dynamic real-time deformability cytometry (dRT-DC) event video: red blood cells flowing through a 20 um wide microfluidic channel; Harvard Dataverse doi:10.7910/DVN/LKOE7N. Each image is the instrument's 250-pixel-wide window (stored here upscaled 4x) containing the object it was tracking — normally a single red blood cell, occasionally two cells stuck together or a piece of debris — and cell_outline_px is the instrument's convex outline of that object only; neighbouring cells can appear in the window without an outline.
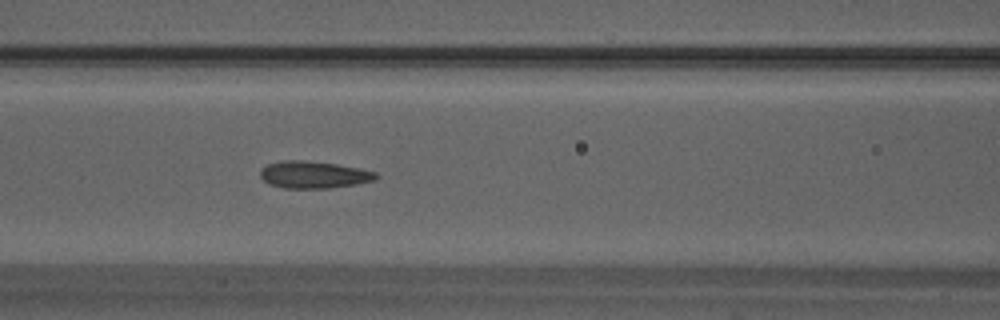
{"species": "Egyptian fruit bat (a non-hibernating species)", "species_latin": "Rousettus aegyptiacus", "temperature_condition": "warm", "stored_images_in_passage": 48, "camera_frame_rate_fps": 3000, "um_per_image_px": 0.085, "animal": {"sex": "male"}, "frame": {"image": 1, "passage_image": 20, "time_ms": 6.333, "image_size_px": [1000, 320], "cell_outline_px": [[380, 176], [376, 180], [356, 184], [328, 188], [284, 188], [268, 184], [260, 176], [260, 168], [268, 164], [284, 160], [300, 160], [336, 164], [376, 172]], "centroid_in_image_um": [26.65, 14.85], "position_along_channel_um": 139.9, "area_um2": 18.21}}
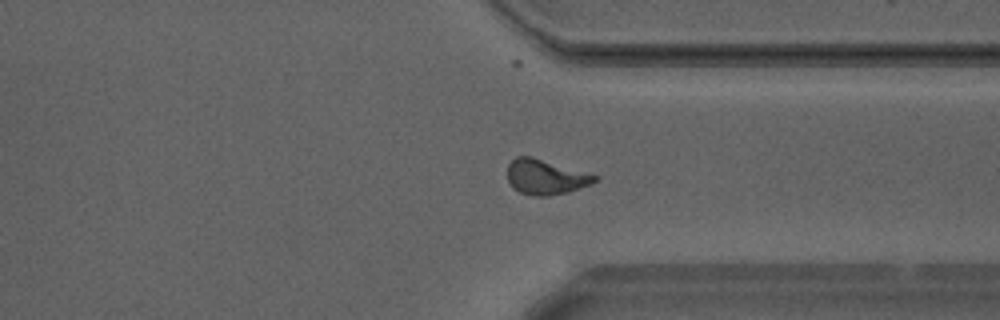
{"frame": {"image": 2, "passage_image": 36, "time_ms": 11.667, "image_size_px": [1000, 320], "cell_outline_px": [[600, 180], [592, 184], [568, 192], [548, 196], [532, 196], [520, 192], [512, 188], [508, 180], [508, 164], [516, 156], [532, 156], [600, 176]], "centroid_in_image_um": [46.4, 15.04], "position_along_channel_um": 365.0, "area_um2": 18.09}}
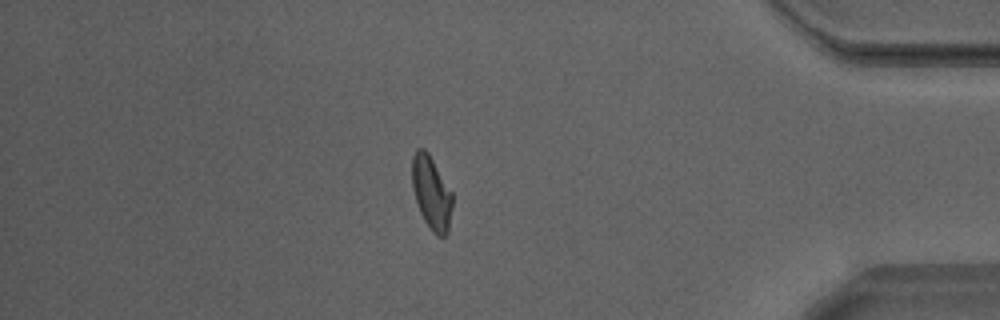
{"frame": {"image": 3, "passage_image": 41, "time_ms": 13.333, "image_size_px": [1000, 320], "cell_outline_px": [[452, 208], [448, 232], [444, 236], [436, 236], [432, 232], [424, 220], [420, 212], [412, 188], [412, 156], [416, 148], [424, 148], [428, 152], [452, 192]], "centroid_in_image_um": [36.66, 16.39], "position_along_channel_um": 398.5, "area_um2": 17.28}, "authors_computed_cell_mechanics": {"area_um2": 17.8602, "velocity_mm_per_s": 4.2215, "shape_relaxation_time_tau1_ms": 3.8955, "shape_relaxation_time_tau2_ms": 0.6851, "deformation_change_tau1": 0.1472, "deformation_change_tau2": 0.0708}}